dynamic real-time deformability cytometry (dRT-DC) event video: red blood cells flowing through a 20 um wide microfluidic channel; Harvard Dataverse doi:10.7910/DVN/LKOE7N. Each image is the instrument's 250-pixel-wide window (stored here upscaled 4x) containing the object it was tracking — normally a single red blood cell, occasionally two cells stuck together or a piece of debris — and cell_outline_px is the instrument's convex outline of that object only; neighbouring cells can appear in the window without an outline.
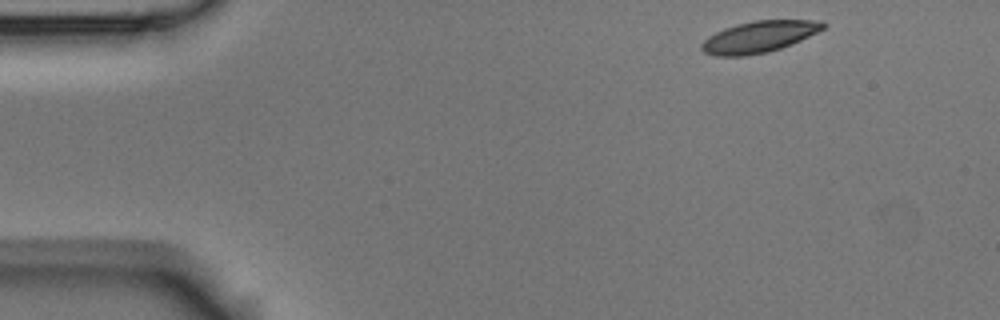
{"species": "Egyptian fruit bat (a non-hibernating species)", "species_latin": "Rousettus aegyptiacus", "temperature_condition": "room temperature", "stored_images_in_passage": 4, "camera_frame_rate_fps": 3000, "um_per_image_px": 0.085, "animal": {"sex": "male"}, "frame": {"image": 1, "passage_image": 1, "time_ms": 0.0, "image_size_px": [1000, 320], "cell_outline_px": [[828, 24], [824, 28], [792, 44], [768, 52], [748, 56], [716, 56], [704, 52], [700, 48], [700, 44], [708, 36], [724, 28], [736, 24], [756, 20], [820, 20]], "centroid_in_image_um": [64.5, 3.13], "position_along_channel_um": 20.5, "area_um2": 22.31}}